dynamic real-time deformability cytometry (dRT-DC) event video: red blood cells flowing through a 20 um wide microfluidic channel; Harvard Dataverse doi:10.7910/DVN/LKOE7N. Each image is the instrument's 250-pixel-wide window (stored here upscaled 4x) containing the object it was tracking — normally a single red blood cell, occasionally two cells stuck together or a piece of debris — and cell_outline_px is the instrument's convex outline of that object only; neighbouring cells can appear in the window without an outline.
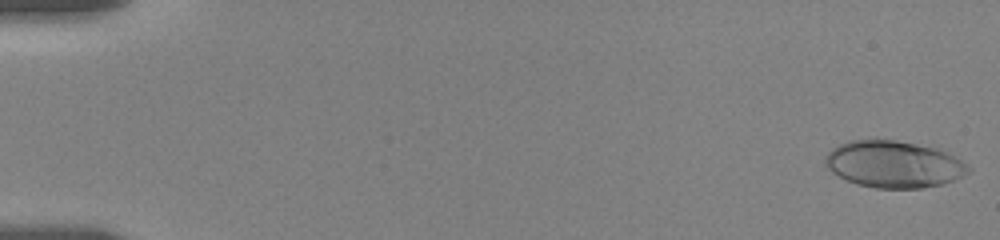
{"species": "human", "species_latin": "Homo sapiens", "temperature_condition": "room temperature", "stored_images_in_passage": 8, "camera_frame_rate_fps": 3000, "um_per_image_px": 0.085, "donor": {"sex": "female"}, "frame": {"image": 1, "passage_image": 1, "time_ms": 0.0, "image_size_px": [1000, 240], "cell_outline_px": [[972, 168], [964, 176], [944, 184], [924, 188], [876, 188], [856, 184], [824, 168], [824, 156], [832, 148], [848, 140], [876, 136], [944, 148], [968, 164]], "centroid_in_image_um": [75.99, 13.91], "position_along_channel_um": 9.0, "area_um2": 40.63}}
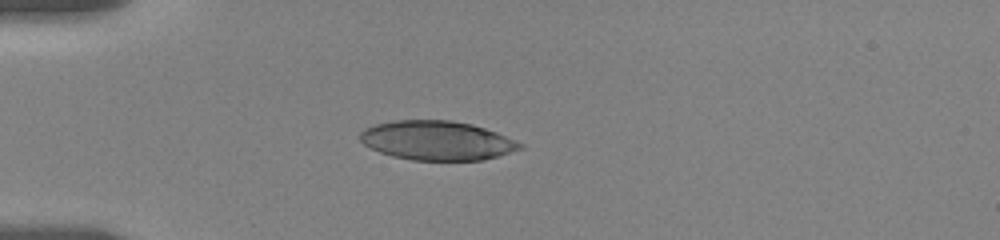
{"frame": {"image": 2, "passage_image": 6, "time_ms": 5.0, "image_size_px": [1000, 240], "cell_outline_px": [[524, 148], [484, 160], [412, 160], [392, 156], [380, 152], [364, 144], [360, 140], [360, 132], [364, 128], [376, 124], [396, 120], [452, 120], [472, 124], [496, 132], [516, 140], [524, 144]], "centroid_in_image_um": [37.16, 11.94], "position_along_channel_um": 47.8, "area_um2": 36.59}}
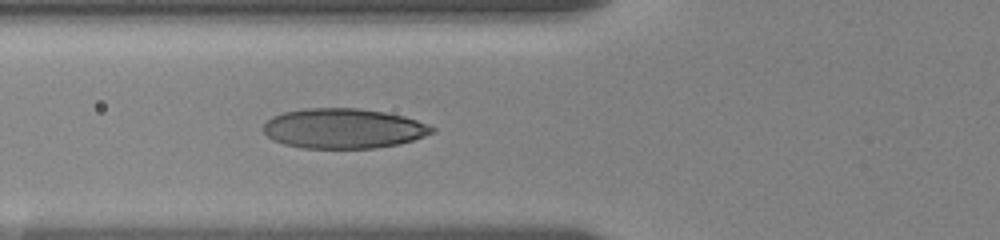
{"frame": {"image": 3, "passage_image": 8, "time_ms": 7.0, "image_size_px": [1000, 240], "cell_outline_px": [[436, 132], [400, 144], [372, 148], [304, 148], [284, 144], [272, 140], [264, 132], [264, 124], [272, 116], [284, 112], [304, 108], [356, 108], [384, 112], [404, 116], [428, 124], [436, 128]], "centroid_in_image_um": [29.2, 10.92], "position_along_channel_um": 96.6, "area_um2": 39.3}}